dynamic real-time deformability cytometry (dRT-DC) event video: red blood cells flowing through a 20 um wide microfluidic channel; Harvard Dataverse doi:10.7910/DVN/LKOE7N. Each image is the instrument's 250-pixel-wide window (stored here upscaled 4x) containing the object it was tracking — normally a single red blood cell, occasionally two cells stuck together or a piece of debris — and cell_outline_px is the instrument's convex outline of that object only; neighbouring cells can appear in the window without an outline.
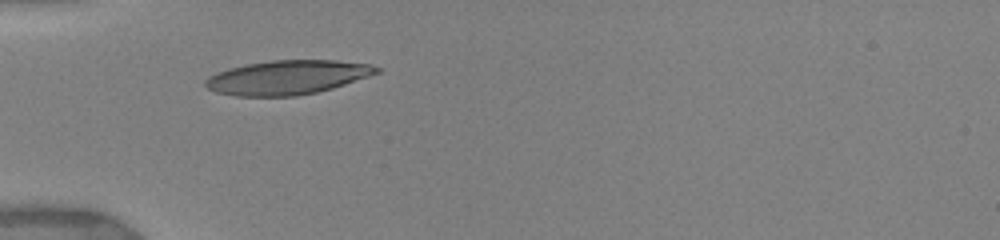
{"species": "human", "species_latin": "Homo sapiens", "temperature_condition": "warm", "stored_images_in_passage": 2, "camera_frame_rate_fps": 3000, "um_per_image_px": 0.085, "donor": {"sex": "female"}, "frame": {"image": 1, "passage_image": 1, "time_ms": 0.0, "image_size_px": [1000, 240], "cell_outline_px": [[380, 72], [332, 88], [316, 92], [296, 96], [236, 96], [216, 92], [208, 88], [204, 84], [204, 80], [208, 76], [216, 72], [228, 68], [248, 64], [272, 60], [336, 60], [368, 64], [380, 68]], "centroid_in_image_um": [24.38, 6.58], "position_along_channel_um": 60.6, "area_um2": 33.93}}